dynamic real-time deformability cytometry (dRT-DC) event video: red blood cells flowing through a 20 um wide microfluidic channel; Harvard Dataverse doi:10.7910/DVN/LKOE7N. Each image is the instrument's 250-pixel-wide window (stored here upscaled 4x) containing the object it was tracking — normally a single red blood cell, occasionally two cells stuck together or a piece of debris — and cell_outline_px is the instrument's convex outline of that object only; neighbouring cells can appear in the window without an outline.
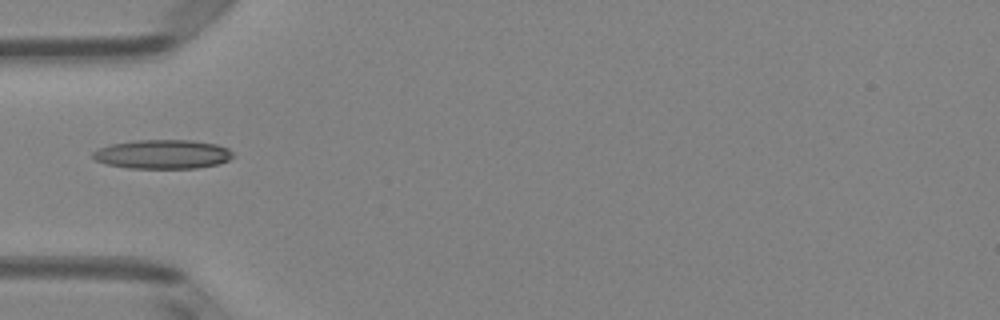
{"species": "Egyptian fruit bat (a non-hibernating species)", "species_latin": "Rousettus aegyptiacus", "temperature_condition": "room temperature", "stored_images_in_passage": 7, "camera_frame_rate_fps": 3000, "um_per_image_px": 0.085, "animal": {"sex": "female"}, "frame": {"image": 1, "passage_image": 5, "time_ms": 1.333, "image_size_px": [1000, 320], "cell_outline_px": [[232, 156], [228, 160], [220, 164], [196, 168], [128, 168], [108, 164], [96, 160], [92, 156], [92, 152], [100, 148], [112, 144], [136, 140], [192, 140], [216, 144], [228, 148], [232, 152]], "centroid_in_image_um": [13.85, 13.11], "position_along_channel_um": 71.2, "area_um2": 23.64}}
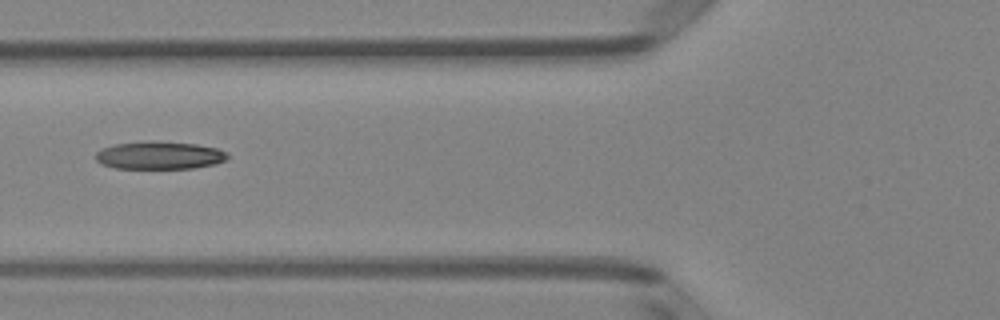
{"frame": {"image": 2, "passage_image": 6, "time_ms": 1.667, "image_size_px": [1000, 320], "cell_outline_px": [[228, 160], [216, 164], [196, 168], [112, 168], [100, 164], [96, 160], [96, 152], [100, 148], [112, 144], [152, 140], [196, 144], [216, 148], [228, 152]], "centroid_in_image_um": [13.54, 13.2], "position_along_channel_um": 112.3, "area_um2": 21.79}}
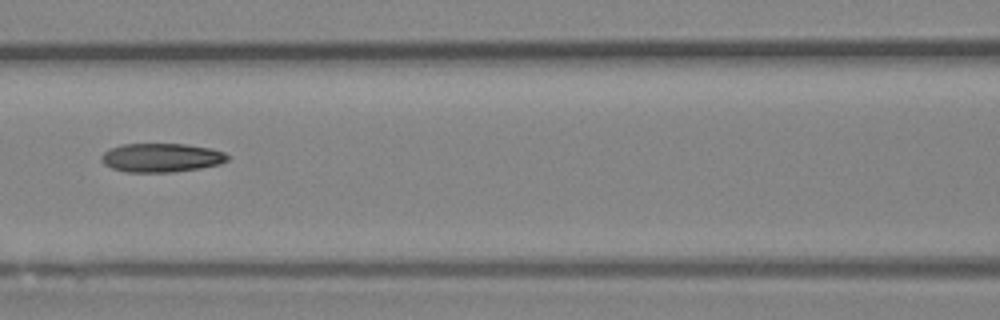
{"frame": {"image": 3, "passage_image": 7, "time_ms": 2.0, "image_size_px": [1000, 320], "cell_outline_px": [[228, 160], [220, 164], [200, 168], [172, 172], [124, 172], [112, 168], [104, 164], [100, 160], [100, 156], [104, 152], [120, 144], [184, 144], [212, 148], [224, 152], [228, 156]], "centroid_in_image_um": [13.7, 13.4], "position_along_channel_um": 152.9, "area_um2": 21.27}}